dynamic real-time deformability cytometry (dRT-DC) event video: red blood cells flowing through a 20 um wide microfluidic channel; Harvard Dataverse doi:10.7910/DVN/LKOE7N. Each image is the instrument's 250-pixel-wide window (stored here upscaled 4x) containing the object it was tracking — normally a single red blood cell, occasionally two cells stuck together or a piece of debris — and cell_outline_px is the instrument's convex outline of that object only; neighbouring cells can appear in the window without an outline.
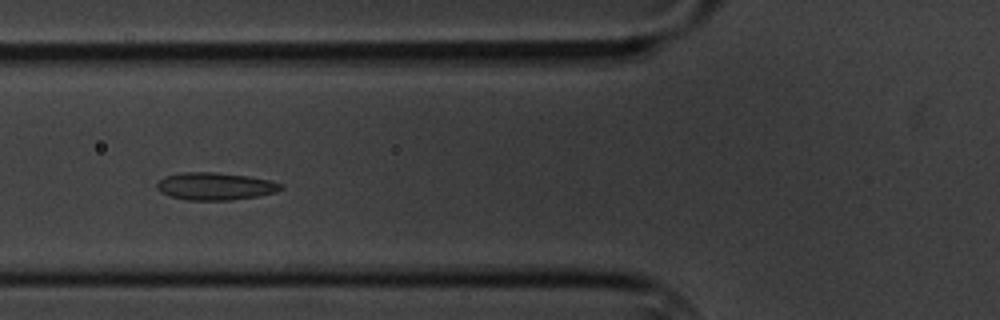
{"species": "common noctule bat (a hibernating species)", "species_latin": "Nyctalus noctula", "temperature_condition": "cold", "stored_images_in_passage": 6, "camera_frame_rate_fps": 3000, "um_per_image_px": 0.085, "animal": {"sex": "male", "body_mass_g": 20.1, "forearm_length_mm": 53.5}, "frame": {"image": 1, "passage_image": 6, "time_ms": 6.0, "image_size_px": [1000, 320], "cell_outline_px": [[284, 188], [276, 192], [256, 196], [232, 200], [188, 200], [172, 196], [160, 192], [156, 188], [156, 184], [164, 176], [184, 172], [212, 172], [248, 176], [268, 180], [284, 184]], "centroid_in_image_um": [18.29, 15.83], "position_along_channel_um": 107.5, "area_um2": 19.77}}